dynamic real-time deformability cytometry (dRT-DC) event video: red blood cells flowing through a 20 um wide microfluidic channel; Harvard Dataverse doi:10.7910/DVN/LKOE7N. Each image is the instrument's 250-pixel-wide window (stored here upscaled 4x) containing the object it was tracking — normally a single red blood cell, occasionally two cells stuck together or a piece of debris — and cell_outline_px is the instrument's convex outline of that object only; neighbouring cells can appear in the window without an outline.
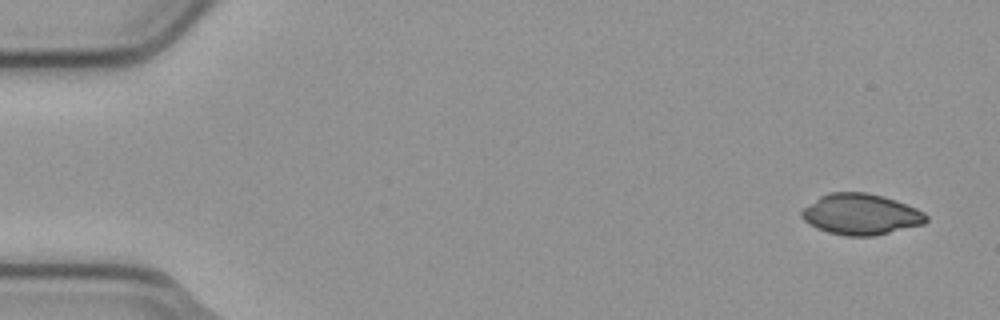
{"species": "common noctule bat (a hibernating species)", "species_latin": "Nyctalus noctula", "temperature_condition": "cold", "stored_images_in_passage": 6, "camera_frame_rate_fps": 3000, "um_per_image_px": 0.085, "animal": {"sex": "male", "body_mass_g": 23.1, "forearm_length_mm": 52.7}, "frame": {"image": 1, "passage_image": 1, "time_ms": 0.0, "image_size_px": [1000, 320], "cell_outline_px": [[928, 220], [924, 224], [872, 236], [848, 236], [828, 232], [816, 228], [808, 224], [800, 216], [800, 212], [804, 208], [820, 196], [828, 192], [864, 192], [884, 196], [896, 200], [916, 208], [924, 212], [928, 216]], "centroid_in_image_um": [73.17, 18.21], "position_along_channel_um": 11.8, "area_um2": 29.71}}